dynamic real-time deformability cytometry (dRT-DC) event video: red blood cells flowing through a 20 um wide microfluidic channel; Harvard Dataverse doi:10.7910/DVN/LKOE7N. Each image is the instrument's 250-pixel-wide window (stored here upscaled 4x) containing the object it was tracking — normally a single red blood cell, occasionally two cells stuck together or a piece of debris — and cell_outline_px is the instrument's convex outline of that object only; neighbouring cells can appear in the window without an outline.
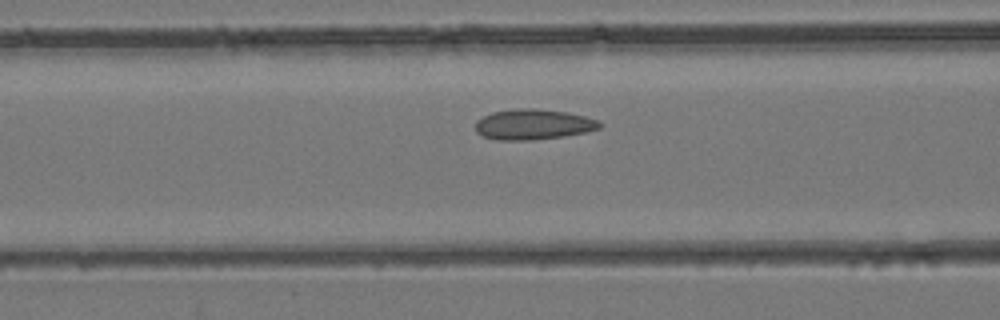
{"species": "common noctule bat (a hibernating species)", "species_latin": "Nyctalus noctula", "temperature_condition": "room temperature", "stored_images_in_passage": 38, "camera_frame_rate_fps": 3000, "um_per_image_px": 0.085, "animal": {"sex": "female", "body_mass_g": 24.6, "forearm_length_mm": 56.2}, "frame": {"image": 1, "passage_image": 12, "time_ms": 3.667, "image_size_px": [1000, 320], "cell_outline_px": [[604, 124], [600, 128], [584, 132], [564, 136], [532, 140], [496, 140], [480, 136], [476, 132], [476, 120], [492, 112], [516, 108], [532, 108], [568, 112], [584, 116], [596, 120]], "centroid_in_image_um": [45.29, 10.58], "position_along_channel_um": 121.3, "area_um2": 22.14}}
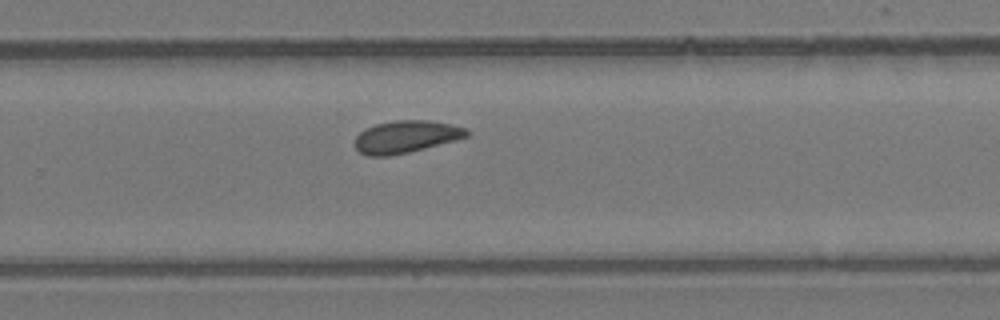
{"frame": {"image": 2, "passage_image": 23, "time_ms": 7.333, "image_size_px": [1000, 320], "cell_outline_px": [[468, 136], [456, 140], [408, 152], [388, 156], [368, 156], [360, 152], [352, 144], [356, 136], [364, 128], [376, 124], [396, 120], [428, 120], [452, 124], [468, 128]], "centroid_in_image_um": [34.48, 11.61], "position_along_channel_um": 295.3, "area_um2": 21.15}}
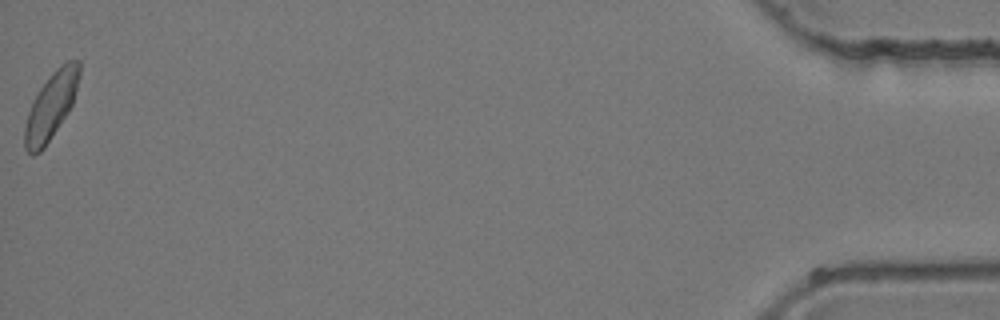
{"frame": {"image": 3, "passage_image": 38, "time_ms": 12.333, "image_size_px": [1000, 320], "cell_outline_px": [[80, 72], [72, 104], [68, 112], [44, 148], [40, 152], [32, 156], [24, 148], [24, 128], [28, 112], [32, 100], [48, 76], [60, 64], [68, 60], [80, 60]], "centroid_in_image_um": [4.31, 9.0], "position_along_channel_um": 430.9, "area_um2": 21.21}}